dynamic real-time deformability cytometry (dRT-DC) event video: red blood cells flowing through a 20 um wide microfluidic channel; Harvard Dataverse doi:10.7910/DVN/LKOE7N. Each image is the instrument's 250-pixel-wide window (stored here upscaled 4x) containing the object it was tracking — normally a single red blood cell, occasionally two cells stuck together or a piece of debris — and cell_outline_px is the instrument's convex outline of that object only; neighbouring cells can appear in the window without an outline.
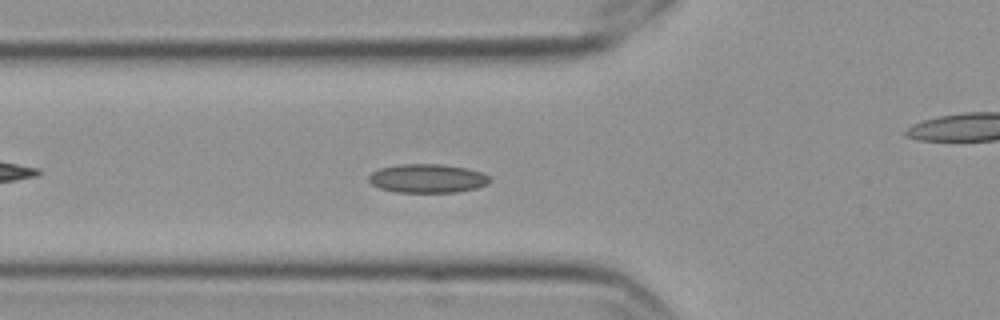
{"species": "Egyptian fruit bat (a non-hibernating species)", "species_latin": "Rousettus aegyptiacus", "temperature_condition": "cold", "stored_images_in_passage": 59, "camera_frame_rate_fps": 3000, "um_per_image_px": 0.085, "frame": {"image": 1, "passage_image": 21, "time_ms": 6.667, "image_size_px": [1000, 320], "cell_outline_px": [[492, 180], [488, 184], [476, 188], [456, 192], [396, 192], [380, 188], [372, 184], [368, 180], [368, 176], [372, 172], [380, 168], [400, 164], [444, 164], [468, 168], [484, 172]], "centroid_in_image_um": [36.37, 15.16], "position_along_channel_um": 89.4, "area_um2": 20.46}}
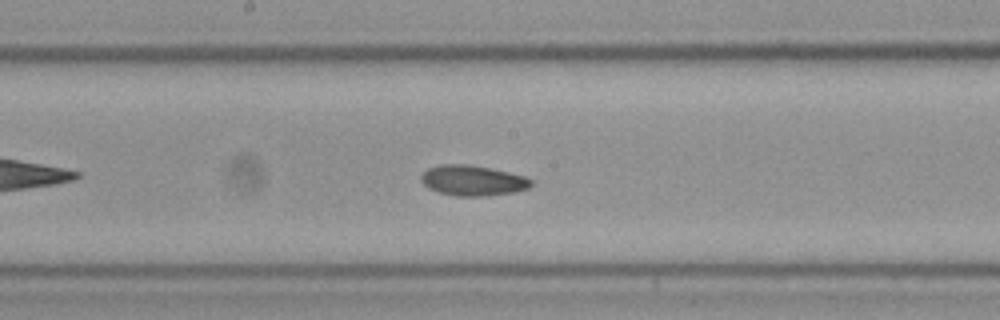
{"frame": {"image": 2, "passage_image": 31, "time_ms": 10.0, "image_size_px": [1000, 320], "cell_outline_px": [[532, 184], [528, 188], [516, 192], [484, 196], [456, 196], [440, 192], [428, 188], [420, 180], [420, 176], [428, 168], [440, 164], [468, 164], [492, 168], [524, 176], [532, 180]], "centroid_in_image_um": [40.18, 15.34], "position_along_channel_um": 208.0, "area_um2": 19.54}}
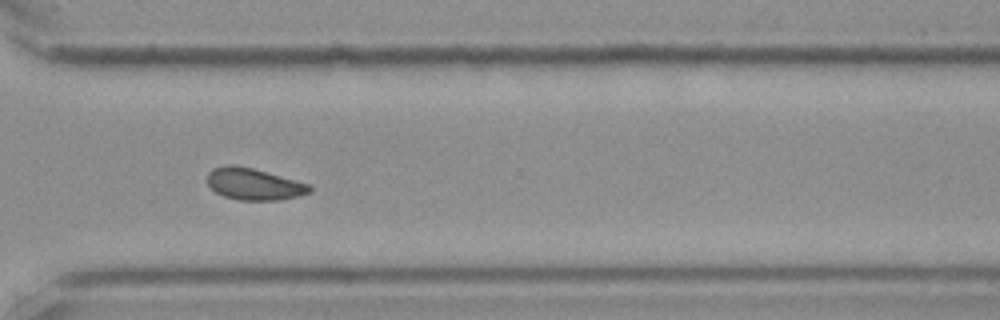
{"frame": {"image": 3, "passage_image": 43, "time_ms": 14.0, "image_size_px": [1000, 320], "cell_outline_px": [[312, 192], [280, 200], [240, 200], [224, 196], [216, 192], [208, 184], [208, 172], [212, 168], [224, 164], [232, 164], [252, 168], [308, 184], [312, 188]], "centroid_in_image_um": [21.55, 15.64], "position_along_channel_um": 349.1, "area_um2": 18.73}, "authors_computed_cell_mechanics": {"area_um2": 18.9006, "velocity_mm_per_s": 3.5315, "shape_relaxation_time_tau1_ms": null, "shape_relaxation_time_tau2_ms": 6.2822, "deformation_change_tau1": null, "deformation_change_tau2": 0.1068}}